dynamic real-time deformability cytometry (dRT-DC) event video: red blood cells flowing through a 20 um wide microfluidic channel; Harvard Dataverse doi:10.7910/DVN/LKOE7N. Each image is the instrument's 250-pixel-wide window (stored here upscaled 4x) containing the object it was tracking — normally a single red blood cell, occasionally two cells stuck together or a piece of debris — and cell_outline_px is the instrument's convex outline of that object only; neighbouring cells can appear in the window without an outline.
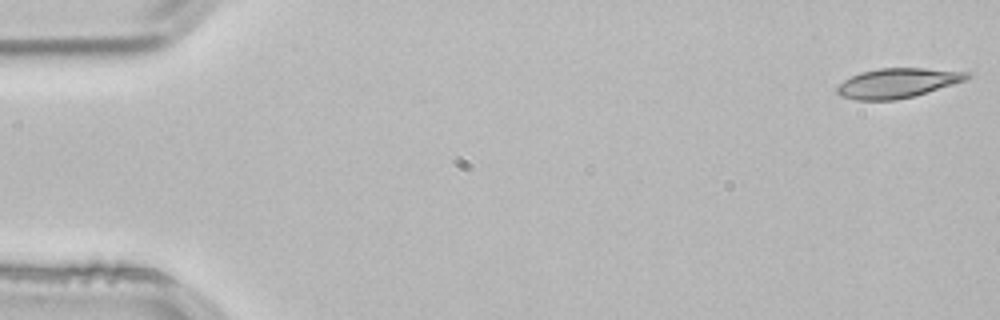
{"species": "common noctule bat (a hibernating species)", "species_latin": "Nyctalus noctula", "temperature_condition": "room temperature", "stored_images_in_passage": 9, "camera_frame_rate_fps": 3000, "um_per_image_px": 0.085, "animal": {"sex": "male", "body_mass_g": 21.5, "forearm_length_mm": 52.0}, "frame": {"image": 1, "passage_image": 1, "time_ms": 0.0, "image_size_px": [1000, 320], "cell_outline_px": [[972, 76], [964, 80], [912, 96], [896, 100], [856, 100], [840, 96], [836, 92], [836, 88], [844, 80], [860, 72], [880, 68], [924, 68], [972, 72]], "centroid_in_image_um": [76.25, 7.05], "position_along_channel_um": 8.7, "area_um2": 22.2}}